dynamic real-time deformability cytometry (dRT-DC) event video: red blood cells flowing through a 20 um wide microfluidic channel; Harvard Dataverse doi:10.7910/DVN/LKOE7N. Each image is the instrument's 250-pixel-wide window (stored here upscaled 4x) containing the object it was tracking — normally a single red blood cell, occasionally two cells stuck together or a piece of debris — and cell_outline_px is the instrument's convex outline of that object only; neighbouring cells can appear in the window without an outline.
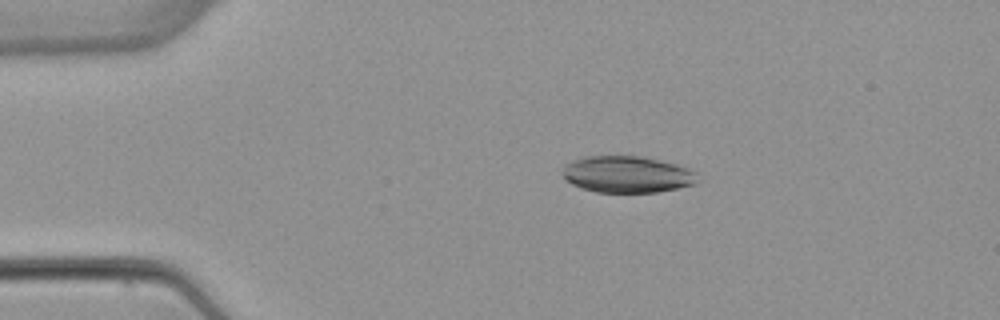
{"species": "common noctule bat (a hibernating species)", "species_latin": "Nyctalus noctula", "temperature_condition": "warm", "stored_images_in_passage": 5, "camera_frame_rate_fps": 3000, "um_per_image_px": 0.085, "animal": {"sex": "female", "body_mass_g": 22.7, "forearm_length_mm": 54.2}, "frame": {"image": 1, "passage_image": 3, "time_ms": 2.667, "image_size_px": [1000, 320], "cell_outline_px": [[696, 184], [656, 192], [596, 192], [580, 188], [564, 180], [564, 164], [588, 156], [644, 156], [676, 164], [688, 168], [696, 172]], "centroid_in_image_um": [53.3, 14.82], "position_along_channel_um": 31.7, "area_um2": 28.73}}
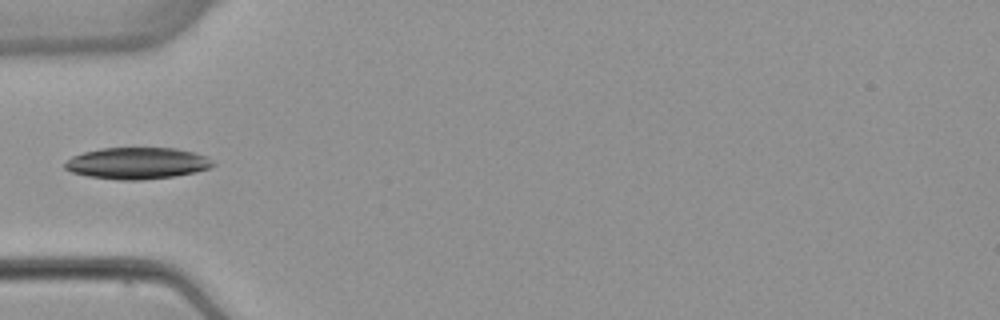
{"frame": {"image": 2, "passage_image": 5, "time_ms": 5.0, "image_size_px": [1000, 320], "cell_outline_px": [[216, 164], [212, 168], [196, 172], [172, 176], [140, 180], [120, 180], [88, 176], [72, 172], [64, 168], [64, 164], [72, 156], [84, 152], [100, 148], [176, 148], [196, 152], [208, 156]], "centroid_in_image_um": [11.71, 13.87], "position_along_channel_um": 73.3, "area_um2": 27.4}}